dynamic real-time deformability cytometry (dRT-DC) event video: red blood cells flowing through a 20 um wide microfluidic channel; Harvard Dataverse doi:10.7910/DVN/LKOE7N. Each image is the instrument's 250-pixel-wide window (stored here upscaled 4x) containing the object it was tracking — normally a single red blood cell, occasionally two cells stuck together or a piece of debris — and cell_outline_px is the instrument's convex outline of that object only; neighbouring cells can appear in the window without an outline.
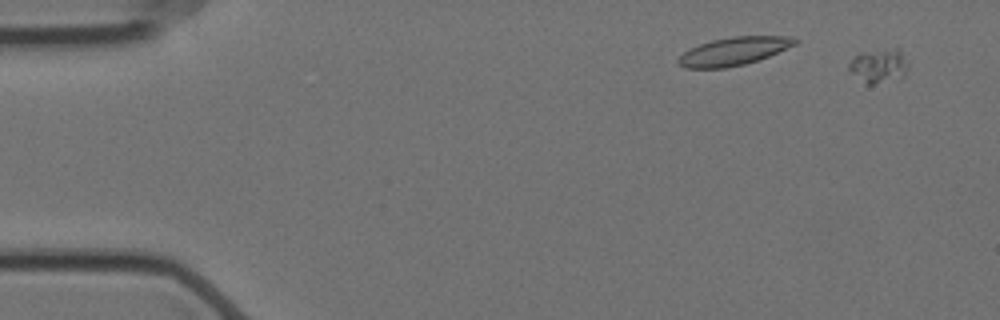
{"species": "Egyptian fruit bat (a non-hibernating species)", "species_latin": "Rousettus aegyptiacus", "temperature_condition": "cold", "stored_images_in_passage": 42, "camera_frame_rate_fps": 3000, "um_per_image_px": 0.085, "animal": {"sex": "female"}, "frame": {"image": 1, "passage_image": 3, "time_ms": 0.667, "image_size_px": [1000, 320], "cell_outline_px": [[908, 68], [904, 76], [900, 80], [872, 84], [868, 84], [848, 72], [848, 64], [860, 52], [884, 48], [896, 48], [908, 60]], "centroid_in_image_um": [74.72, 5.6], "position_along_channel_um": 10.3, "area_um2": 12.08}}
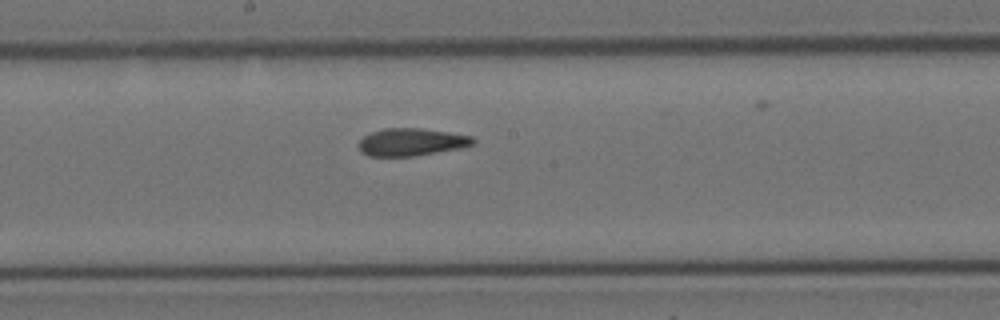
{"frame": {"image": 2, "passage_image": 26, "time_ms": 8.333, "image_size_px": [1000, 320], "cell_outline_px": [[476, 140], [472, 144], [460, 148], [416, 156], [368, 156], [360, 152], [356, 144], [364, 136], [372, 132], [384, 128], [420, 128], [448, 132], [472, 136]], "centroid_in_image_um": [34.92, 12.08], "position_along_channel_um": 213.3, "area_um2": 18.44}}
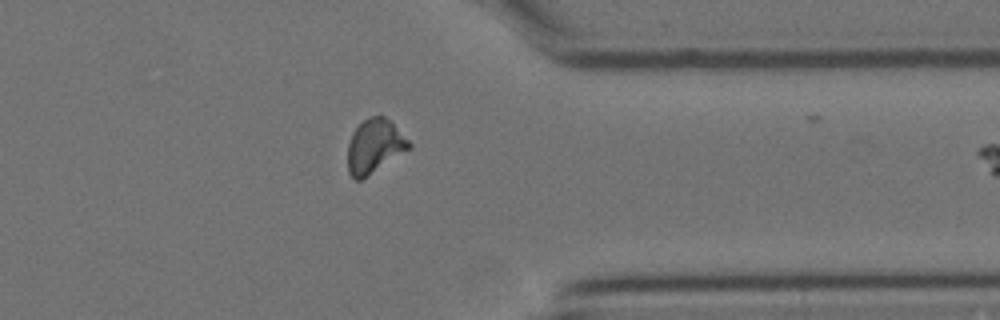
{"frame": {"image": 3, "passage_image": 41, "time_ms": 13.333, "image_size_px": [1000, 320], "cell_outline_px": [[412, 148], [360, 180], [356, 180], [348, 172], [348, 144], [352, 132], [368, 116], [384, 116], [392, 120], [412, 144]], "centroid_in_image_um": [31.87, 12.4], "position_along_channel_um": 379.5, "area_um2": 19.36}}